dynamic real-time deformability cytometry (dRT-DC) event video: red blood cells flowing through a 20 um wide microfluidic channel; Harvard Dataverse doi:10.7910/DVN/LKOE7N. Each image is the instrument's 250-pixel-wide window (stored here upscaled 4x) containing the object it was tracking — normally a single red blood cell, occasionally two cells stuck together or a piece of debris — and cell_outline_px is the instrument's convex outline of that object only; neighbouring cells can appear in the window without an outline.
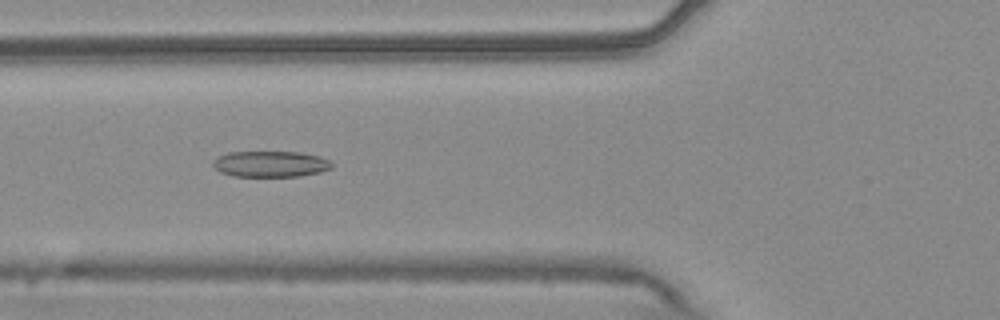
{"species": "common noctule bat (a hibernating species)", "species_latin": "Nyctalus noctula", "temperature_condition": "warm", "stored_images_in_passage": 54, "camera_frame_rate_fps": 3000, "um_per_image_px": 0.085, "animal": {"sex": "male", "body_mass_g": 20.4}, "frame": {"image": 1, "passage_image": 20, "time_ms": 6.333, "image_size_px": [1000, 320], "cell_outline_px": [[332, 168], [320, 172], [300, 176], [232, 176], [220, 172], [212, 164], [220, 156], [228, 152], [300, 152], [320, 156], [328, 160], [332, 164]], "centroid_in_image_um": [23.02, 13.94], "position_along_channel_um": 102.8, "area_um2": 17.86}}
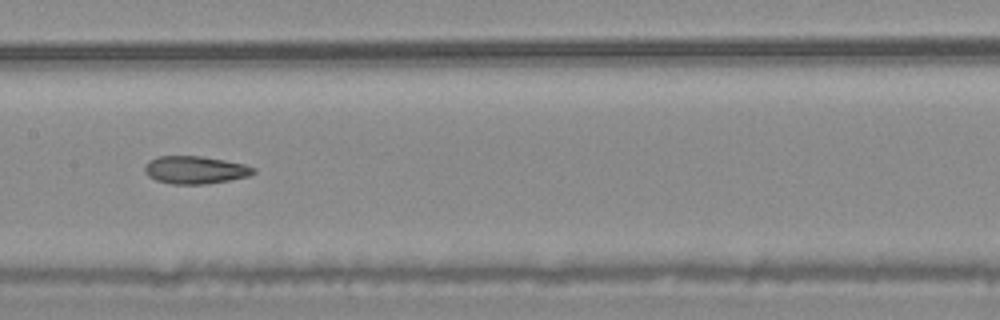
{"frame": {"image": 2, "passage_image": 27, "time_ms": 8.667, "image_size_px": [1000, 320], "cell_outline_px": [[256, 172], [248, 176], [228, 180], [204, 184], [172, 184], [156, 180], [148, 176], [144, 172], [144, 168], [148, 160], [156, 156], [200, 156], [224, 160], [244, 164], [256, 168]], "centroid_in_image_um": [16.56, 14.44], "position_along_channel_um": 190.8, "area_um2": 17.57}}
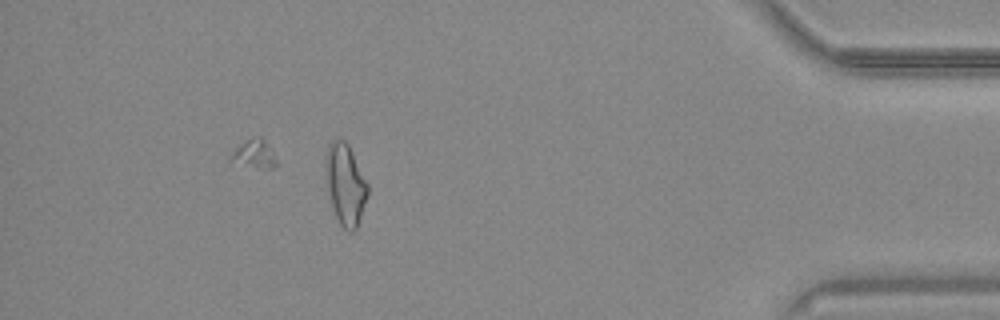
{"frame": {"image": 3, "passage_image": 48, "time_ms": 15.667, "image_size_px": [1000, 320], "cell_outline_px": [[368, 196], [356, 228], [352, 232], [348, 232], [340, 224], [332, 208], [324, 172], [324, 156], [328, 144], [332, 140], [344, 140], [348, 144], [368, 184]], "centroid_in_image_um": [29.33, 15.65], "position_along_channel_um": 405.9, "area_um2": 20.0}, "authors_computed_cell_mechanics": {"area_um2": 18.9873, "velocity_mm_per_s": 3.7476, "shape_relaxation_time_tau1_ms": null, "shape_relaxation_time_tau2_ms": 2.7279, "deformation_change_tau1": null, "deformation_change_tau2": 0.1076}}